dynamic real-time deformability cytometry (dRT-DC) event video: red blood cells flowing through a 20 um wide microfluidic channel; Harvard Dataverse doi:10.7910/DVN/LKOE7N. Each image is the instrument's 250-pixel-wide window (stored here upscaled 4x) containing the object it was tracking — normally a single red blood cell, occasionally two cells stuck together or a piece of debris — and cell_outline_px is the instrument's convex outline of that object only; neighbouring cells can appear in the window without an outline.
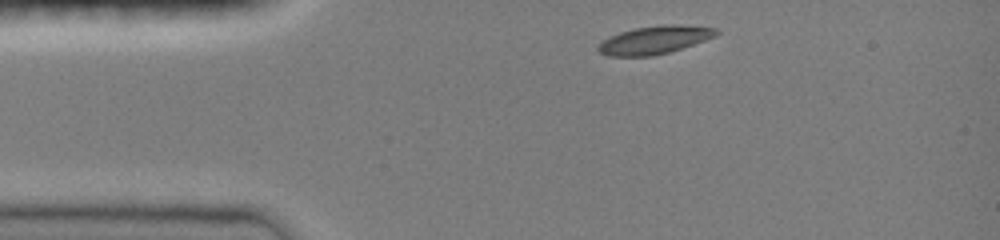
{"species": "common noctule bat (a hibernating species)", "species_latin": "Nyctalus noctula", "temperature_condition": "room temperature", "stored_images_in_passage": 7, "camera_frame_rate_fps": 3000, "um_per_image_px": 0.085, "animal": {"sex": "female", "body_mass_g": 19.0, "forearm_length_mm": 51.5}, "frame": {"image": 1, "passage_image": 1, "time_ms": 0.0, "image_size_px": [1000, 240], "cell_outline_px": [[720, 32], [716, 36], [668, 52], [652, 56], [608, 56], [600, 52], [596, 48], [608, 36], [620, 32], [636, 28], [660, 24], [680, 24], [716, 28]], "centroid_in_image_um": [55.63, 3.38], "position_along_channel_um": 29.4, "area_um2": 19.19}}
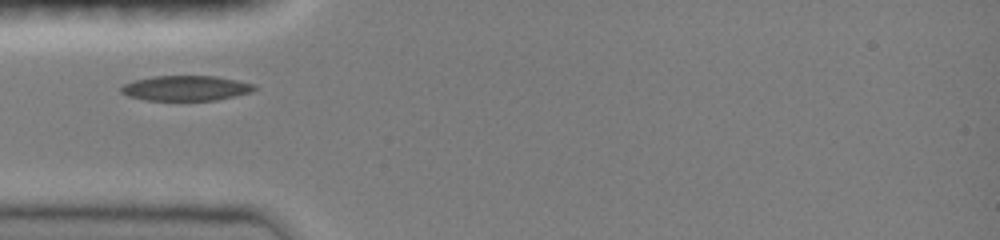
{"frame": {"image": 2, "passage_image": 4, "time_ms": 1.0, "image_size_px": [1000, 240], "cell_outline_px": [[256, 88], [252, 92], [216, 100], [144, 100], [128, 96], [120, 92], [120, 88], [124, 84], [136, 80], [152, 76], [216, 76], [256, 84]], "centroid_in_image_um": [15.8, 7.49], "position_along_channel_um": 69.2, "area_um2": 19.48}}
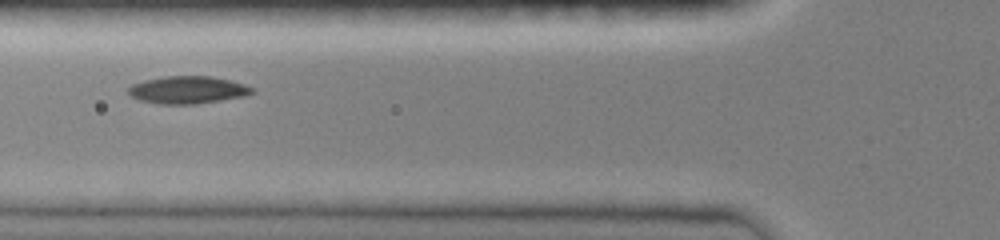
{"frame": {"image": 3, "passage_image": 6, "time_ms": 1.667, "image_size_px": [1000, 240], "cell_outline_px": [[256, 92], [244, 96], [196, 104], [160, 104], [140, 100], [132, 96], [128, 92], [128, 88], [132, 84], [144, 80], [164, 76], [212, 76], [244, 84], [256, 88]], "centroid_in_image_um": [15.98, 7.64], "position_along_channel_um": 109.8, "area_um2": 19.83}}